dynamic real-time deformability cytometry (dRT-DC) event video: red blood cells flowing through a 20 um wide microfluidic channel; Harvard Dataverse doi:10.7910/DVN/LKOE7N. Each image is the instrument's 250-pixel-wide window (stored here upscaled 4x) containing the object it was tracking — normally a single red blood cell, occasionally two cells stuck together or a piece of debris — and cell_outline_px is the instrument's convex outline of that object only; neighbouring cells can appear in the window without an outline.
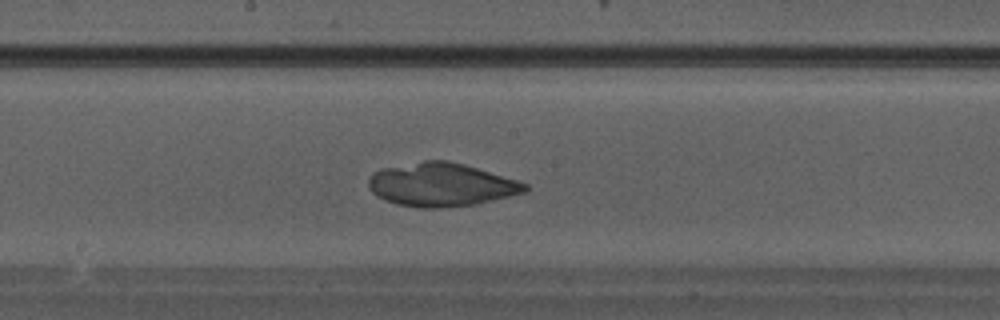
{"species": "Egyptian fruit bat (a non-hibernating species)", "species_latin": "Rousettus aegyptiacus", "temperature_condition": "warm", "stored_images_in_passage": 28, "camera_frame_rate_fps": 3000, "um_per_image_px": 0.085, "animal": {"sex": "male"}, "frame": {"image": 1, "passage_image": 13, "time_ms": 4.0, "image_size_px": [1000, 320], "cell_outline_px": [[528, 188], [524, 192], [476, 204], [440, 208], [420, 208], [396, 204], [372, 192], [368, 184], [368, 180], [372, 172], [384, 168], [424, 160], [448, 160], [464, 164], [516, 180], [528, 184]], "centroid_in_image_um": [37.49, 15.69], "position_along_channel_um": 210.7, "area_um2": 39.19}}